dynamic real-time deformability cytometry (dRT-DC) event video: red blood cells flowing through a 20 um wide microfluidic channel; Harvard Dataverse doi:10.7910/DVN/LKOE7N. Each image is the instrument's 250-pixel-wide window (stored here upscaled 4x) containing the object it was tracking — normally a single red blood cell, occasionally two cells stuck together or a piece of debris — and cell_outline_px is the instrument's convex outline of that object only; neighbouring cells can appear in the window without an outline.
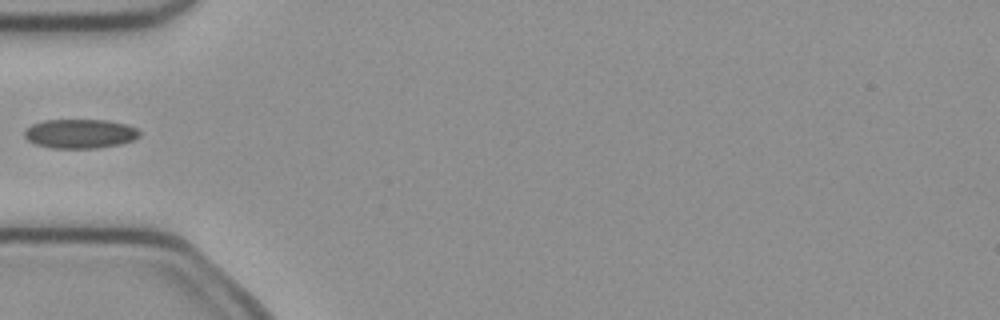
{"species": "common noctule bat (a hibernating species)", "species_latin": "Nyctalus noctula", "temperature_condition": "cold", "stored_images_in_passage": 5, "camera_frame_rate_fps": 3000, "um_per_image_px": 0.085, "animal": {"sex": "female", "body_mass_g": 21.9}, "frame": {"image": 1, "passage_image": 5, "time_ms": 1.333, "image_size_px": [1000, 320], "cell_outline_px": [[140, 136], [132, 140], [120, 144], [100, 148], [52, 148], [36, 144], [28, 140], [24, 136], [24, 132], [32, 124], [44, 120], [108, 120], [128, 124], [136, 128], [140, 132]], "centroid_in_image_um": [6.83, 11.36], "position_along_channel_um": 78.2, "area_um2": 19.65}}